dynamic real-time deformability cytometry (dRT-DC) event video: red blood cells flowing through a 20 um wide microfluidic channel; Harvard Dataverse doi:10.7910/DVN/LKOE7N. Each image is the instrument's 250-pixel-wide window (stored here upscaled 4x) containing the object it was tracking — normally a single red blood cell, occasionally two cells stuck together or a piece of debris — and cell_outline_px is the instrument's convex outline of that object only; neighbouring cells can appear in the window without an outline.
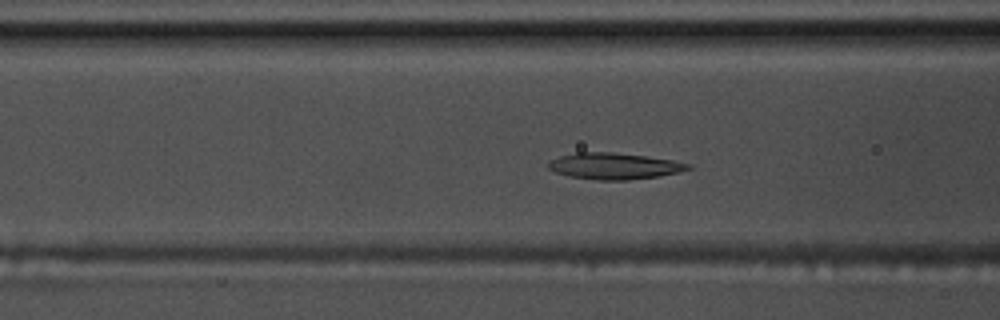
{"species": "common noctule bat (a hibernating species)", "species_latin": "Nyctalus noctula", "temperature_condition": "warm", "stored_images_in_passage": 57, "camera_frame_rate_fps": 3000, "um_per_image_px": 0.085, "animal": {"sex": "male", "body_mass_g": 17.5, "forearm_length_mm": 52.3}, "frame": {"image": 1, "passage_image": 21, "time_ms": 6.667, "image_size_px": [1000, 320], "cell_outline_px": [[692, 168], [660, 176], [628, 180], [596, 180], [568, 176], [556, 172], [548, 168], [548, 164], [552, 160], [560, 156], [576, 152], [612, 152], [644, 156], [672, 160], [692, 164]], "centroid_in_image_um": [52.2, 14.12], "position_along_channel_um": 114.4, "area_um2": 21.33}}
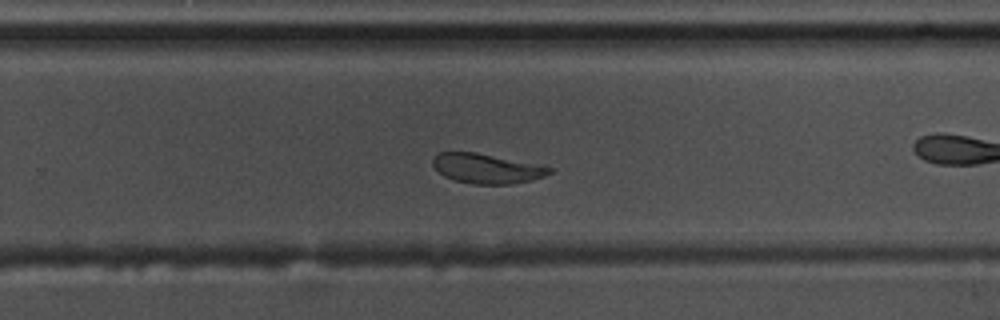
{"frame": {"image": 2, "passage_image": 36, "time_ms": 11.667, "image_size_px": [1000, 320], "cell_outline_px": [[552, 172], [544, 176], [532, 180], [512, 184], [472, 184], [456, 180], [444, 176], [432, 164], [432, 160], [440, 152], [476, 152], [544, 164], [552, 168]], "centroid_in_image_um": [41.45, 14.31], "position_along_channel_um": 288.4, "area_um2": 20.4}}
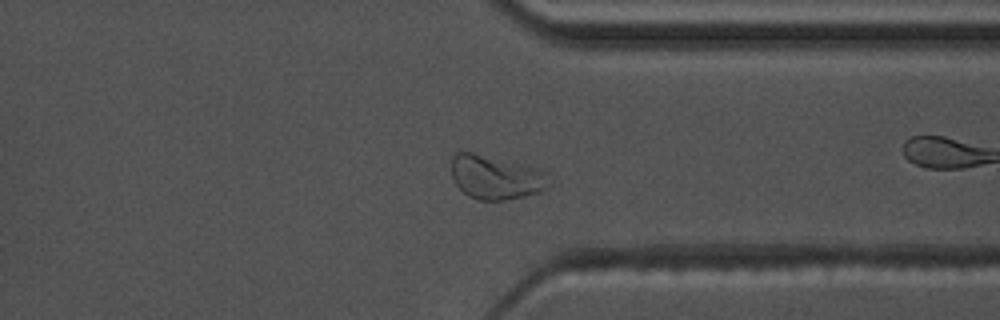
{"frame": {"image": 3, "passage_image": 43, "time_ms": 14.0, "image_size_px": [1000, 320], "cell_outline_px": [[552, 180], [540, 192], [524, 196], [504, 200], [476, 200], [468, 196], [452, 180], [452, 156], [456, 152], [472, 152], [536, 168], [544, 172]], "centroid_in_image_um": [42.11, 15.08], "position_along_channel_um": 369.3, "area_um2": 24.8}, "authors_computed_cell_mechanics": {"area_um2": 22.1952, "velocity_mm_per_s": 3.4906, "shape_relaxation_time_tau1_ms": 5.3208, "shape_relaxation_time_tau2_ms": 1.4565, "deformation_change_tau1": 0.1661, "deformation_change_tau2": 0.0558}}